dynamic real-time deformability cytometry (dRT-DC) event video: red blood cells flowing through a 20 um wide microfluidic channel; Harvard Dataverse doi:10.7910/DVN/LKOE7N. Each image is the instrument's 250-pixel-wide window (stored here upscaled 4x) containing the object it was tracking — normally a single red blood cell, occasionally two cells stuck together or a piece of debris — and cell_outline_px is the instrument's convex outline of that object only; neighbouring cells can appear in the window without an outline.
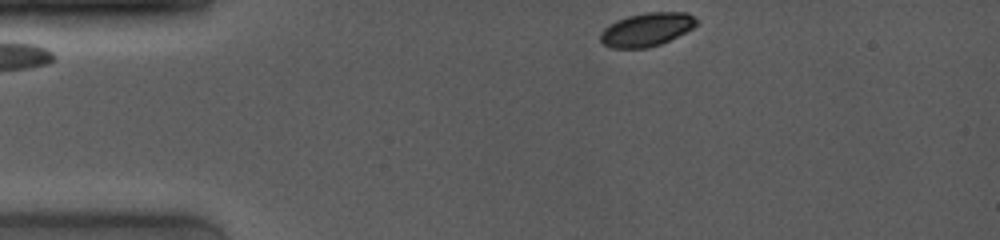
{"species": "common noctule bat (a hibernating species)", "species_latin": "Nyctalus noctula", "temperature_condition": "room temperature", "stored_images_in_passage": 42, "camera_frame_rate_fps": 4000, "um_per_image_px": 0.085, "animal": {"sex": "female", "body_mass_g": 19.0, "forearm_length_mm": 53.3}, "frame": {"image": 1, "passage_image": 1, "time_ms": 0.0, "image_size_px": [1000, 240], "cell_outline_px": [[700, 20], [692, 28], [660, 44], [648, 48], [612, 48], [604, 44], [600, 40], [600, 32], [608, 24], [616, 20], [628, 16], [644, 12], [688, 12]], "centroid_in_image_um": [54.95, 2.49], "position_along_channel_um": 30.0, "area_um2": 18.79}}
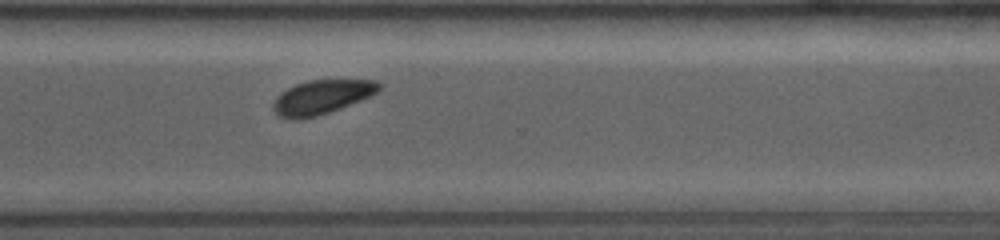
{"frame": {"image": 2, "passage_image": 31, "time_ms": 9.25, "image_size_px": [1000, 240], "cell_outline_px": [[380, 88], [376, 92], [360, 100], [328, 112], [316, 116], [300, 120], [292, 120], [280, 116], [272, 108], [272, 104], [276, 96], [280, 92], [296, 84], [308, 80], [376, 80], [380, 84]], "centroid_in_image_um": [27.28, 8.25], "position_along_channel_um": 343.3, "area_um2": 20.81}}
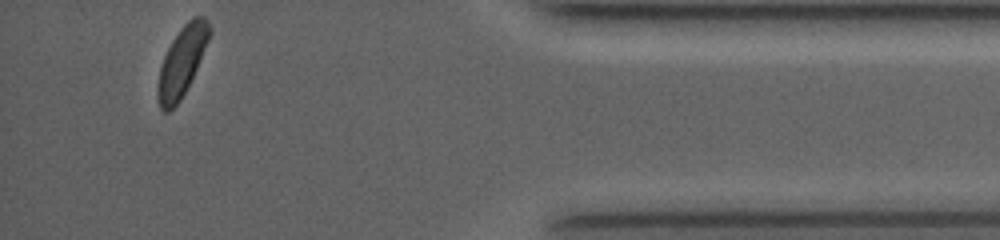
{"frame": {"image": 3, "passage_image": 42, "time_ms": 12.0, "image_size_px": [1000, 240], "cell_outline_px": [[212, 32], [196, 68], [180, 100], [168, 112], [164, 112], [160, 108], [160, 68], [164, 56], [172, 40], [180, 28], [192, 16], [204, 16], [208, 20], [212, 28]], "centroid_in_image_um": [15.52, 5.11], "position_along_channel_um": 419.7, "area_um2": 20.06}, "authors_computed_cell_mechanics": {"area_um2": 21.386, "velocity_mm_per_s": 3.9688, "shape_relaxation_time_tau1_ms": 1.2075, "shape_relaxation_time_tau2_ms": null, "deformation_change_tau1": 0.056, "deformation_change_tau2": null}}